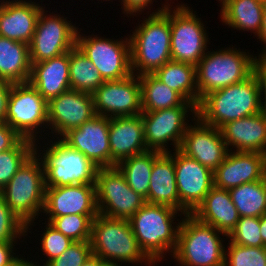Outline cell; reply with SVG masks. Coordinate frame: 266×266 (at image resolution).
I'll use <instances>...</instances> for the list:
<instances>
[{"label":"cell","mask_w":266,"mask_h":266,"mask_svg":"<svg viewBox=\"0 0 266 266\" xmlns=\"http://www.w3.org/2000/svg\"><path fill=\"white\" fill-rule=\"evenodd\" d=\"M173 151L179 211L191 214L214 187L213 171L179 150Z\"/></svg>","instance_id":"obj_16"},{"label":"cell","mask_w":266,"mask_h":266,"mask_svg":"<svg viewBox=\"0 0 266 266\" xmlns=\"http://www.w3.org/2000/svg\"><path fill=\"white\" fill-rule=\"evenodd\" d=\"M43 8L40 12L36 29L29 44L31 63H39L66 52L76 45L79 28L66 20L63 15H56ZM62 16V17H61Z\"/></svg>","instance_id":"obj_14"},{"label":"cell","mask_w":266,"mask_h":266,"mask_svg":"<svg viewBox=\"0 0 266 266\" xmlns=\"http://www.w3.org/2000/svg\"><path fill=\"white\" fill-rule=\"evenodd\" d=\"M22 137L6 122H0V153L12 149Z\"/></svg>","instance_id":"obj_43"},{"label":"cell","mask_w":266,"mask_h":266,"mask_svg":"<svg viewBox=\"0 0 266 266\" xmlns=\"http://www.w3.org/2000/svg\"><path fill=\"white\" fill-rule=\"evenodd\" d=\"M264 4L260 0H228L220 11L224 25L258 35L262 25Z\"/></svg>","instance_id":"obj_30"},{"label":"cell","mask_w":266,"mask_h":266,"mask_svg":"<svg viewBox=\"0 0 266 266\" xmlns=\"http://www.w3.org/2000/svg\"><path fill=\"white\" fill-rule=\"evenodd\" d=\"M102 261V259L92 254L82 266H100Z\"/></svg>","instance_id":"obj_50"},{"label":"cell","mask_w":266,"mask_h":266,"mask_svg":"<svg viewBox=\"0 0 266 266\" xmlns=\"http://www.w3.org/2000/svg\"><path fill=\"white\" fill-rule=\"evenodd\" d=\"M97 215H64L48 217L54 228L74 242L90 241L93 219Z\"/></svg>","instance_id":"obj_36"},{"label":"cell","mask_w":266,"mask_h":266,"mask_svg":"<svg viewBox=\"0 0 266 266\" xmlns=\"http://www.w3.org/2000/svg\"><path fill=\"white\" fill-rule=\"evenodd\" d=\"M92 95L97 115L114 118L142 113L138 75L131 74L120 80L105 81Z\"/></svg>","instance_id":"obj_15"},{"label":"cell","mask_w":266,"mask_h":266,"mask_svg":"<svg viewBox=\"0 0 266 266\" xmlns=\"http://www.w3.org/2000/svg\"><path fill=\"white\" fill-rule=\"evenodd\" d=\"M110 167L147 151L141 115L110 118Z\"/></svg>","instance_id":"obj_22"},{"label":"cell","mask_w":266,"mask_h":266,"mask_svg":"<svg viewBox=\"0 0 266 266\" xmlns=\"http://www.w3.org/2000/svg\"><path fill=\"white\" fill-rule=\"evenodd\" d=\"M70 87L93 94L105 81L89 58L75 45L69 51Z\"/></svg>","instance_id":"obj_34"},{"label":"cell","mask_w":266,"mask_h":266,"mask_svg":"<svg viewBox=\"0 0 266 266\" xmlns=\"http://www.w3.org/2000/svg\"><path fill=\"white\" fill-rule=\"evenodd\" d=\"M25 258H21V257H15L14 259H12L9 263H7L6 265L4 266H37V262H33L32 261H29L28 258L27 260Z\"/></svg>","instance_id":"obj_48"},{"label":"cell","mask_w":266,"mask_h":266,"mask_svg":"<svg viewBox=\"0 0 266 266\" xmlns=\"http://www.w3.org/2000/svg\"><path fill=\"white\" fill-rule=\"evenodd\" d=\"M38 142L35 141V153L44 166L45 188L73 184L95 185L98 167L84 154L70 147L61 138L50 141L47 146L44 142V149L40 153Z\"/></svg>","instance_id":"obj_7"},{"label":"cell","mask_w":266,"mask_h":266,"mask_svg":"<svg viewBox=\"0 0 266 266\" xmlns=\"http://www.w3.org/2000/svg\"><path fill=\"white\" fill-rule=\"evenodd\" d=\"M260 112V88L254 73L243 82L206 94L197 106V117L218 129L230 121Z\"/></svg>","instance_id":"obj_3"},{"label":"cell","mask_w":266,"mask_h":266,"mask_svg":"<svg viewBox=\"0 0 266 266\" xmlns=\"http://www.w3.org/2000/svg\"><path fill=\"white\" fill-rule=\"evenodd\" d=\"M6 123L22 138L37 141L48 129V102L30 83H15L9 95ZM38 135V136H37ZM39 137V138H38Z\"/></svg>","instance_id":"obj_9"},{"label":"cell","mask_w":266,"mask_h":266,"mask_svg":"<svg viewBox=\"0 0 266 266\" xmlns=\"http://www.w3.org/2000/svg\"><path fill=\"white\" fill-rule=\"evenodd\" d=\"M90 243L93 255L104 261L155 266L140 249L129 220L98 214L93 219Z\"/></svg>","instance_id":"obj_8"},{"label":"cell","mask_w":266,"mask_h":266,"mask_svg":"<svg viewBox=\"0 0 266 266\" xmlns=\"http://www.w3.org/2000/svg\"><path fill=\"white\" fill-rule=\"evenodd\" d=\"M219 1H220L221 6H222L228 0H219Z\"/></svg>","instance_id":"obj_53"},{"label":"cell","mask_w":266,"mask_h":266,"mask_svg":"<svg viewBox=\"0 0 266 266\" xmlns=\"http://www.w3.org/2000/svg\"><path fill=\"white\" fill-rule=\"evenodd\" d=\"M188 114L192 115L193 119L197 117V107L189 101H185L177 107L142 112L141 118L144 124V139L147 150L170 153L169 141L170 143L172 141L170 145L174 146V150H178L190 125Z\"/></svg>","instance_id":"obj_10"},{"label":"cell","mask_w":266,"mask_h":266,"mask_svg":"<svg viewBox=\"0 0 266 266\" xmlns=\"http://www.w3.org/2000/svg\"><path fill=\"white\" fill-rule=\"evenodd\" d=\"M100 266H122V263L113 262V261H102Z\"/></svg>","instance_id":"obj_51"},{"label":"cell","mask_w":266,"mask_h":266,"mask_svg":"<svg viewBox=\"0 0 266 266\" xmlns=\"http://www.w3.org/2000/svg\"><path fill=\"white\" fill-rule=\"evenodd\" d=\"M31 64L29 82L47 102L71 89L69 52Z\"/></svg>","instance_id":"obj_25"},{"label":"cell","mask_w":266,"mask_h":266,"mask_svg":"<svg viewBox=\"0 0 266 266\" xmlns=\"http://www.w3.org/2000/svg\"><path fill=\"white\" fill-rule=\"evenodd\" d=\"M153 75L176 91L185 101L198 106L199 93L196 86L195 65L170 60L156 70Z\"/></svg>","instance_id":"obj_29"},{"label":"cell","mask_w":266,"mask_h":266,"mask_svg":"<svg viewBox=\"0 0 266 266\" xmlns=\"http://www.w3.org/2000/svg\"><path fill=\"white\" fill-rule=\"evenodd\" d=\"M43 213L46 217L64 215H98L96 185L73 184L45 188Z\"/></svg>","instance_id":"obj_20"},{"label":"cell","mask_w":266,"mask_h":266,"mask_svg":"<svg viewBox=\"0 0 266 266\" xmlns=\"http://www.w3.org/2000/svg\"><path fill=\"white\" fill-rule=\"evenodd\" d=\"M198 221L215 227L227 236L240 219L228 190L213 187L191 213Z\"/></svg>","instance_id":"obj_26"},{"label":"cell","mask_w":266,"mask_h":266,"mask_svg":"<svg viewBox=\"0 0 266 266\" xmlns=\"http://www.w3.org/2000/svg\"><path fill=\"white\" fill-rule=\"evenodd\" d=\"M15 245L16 242H0V266L6 265L16 257Z\"/></svg>","instance_id":"obj_46"},{"label":"cell","mask_w":266,"mask_h":266,"mask_svg":"<svg viewBox=\"0 0 266 266\" xmlns=\"http://www.w3.org/2000/svg\"><path fill=\"white\" fill-rule=\"evenodd\" d=\"M8 207L31 229L43 213L45 178L42 160L34 153L0 192Z\"/></svg>","instance_id":"obj_6"},{"label":"cell","mask_w":266,"mask_h":266,"mask_svg":"<svg viewBox=\"0 0 266 266\" xmlns=\"http://www.w3.org/2000/svg\"><path fill=\"white\" fill-rule=\"evenodd\" d=\"M109 124V117L96 114L80 127L70 129L61 139L98 168L110 167Z\"/></svg>","instance_id":"obj_19"},{"label":"cell","mask_w":266,"mask_h":266,"mask_svg":"<svg viewBox=\"0 0 266 266\" xmlns=\"http://www.w3.org/2000/svg\"><path fill=\"white\" fill-rule=\"evenodd\" d=\"M220 130L229 151L263 154L266 149V112L264 111L230 121Z\"/></svg>","instance_id":"obj_24"},{"label":"cell","mask_w":266,"mask_h":266,"mask_svg":"<svg viewBox=\"0 0 266 266\" xmlns=\"http://www.w3.org/2000/svg\"><path fill=\"white\" fill-rule=\"evenodd\" d=\"M146 202L167 205L179 211L174 152L161 153L154 160Z\"/></svg>","instance_id":"obj_27"},{"label":"cell","mask_w":266,"mask_h":266,"mask_svg":"<svg viewBox=\"0 0 266 266\" xmlns=\"http://www.w3.org/2000/svg\"><path fill=\"white\" fill-rule=\"evenodd\" d=\"M234 47L207 51L196 65L200 100L208 93L243 82L253 74L256 56Z\"/></svg>","instance_id":"obj_5"},{"label":"cell","mask_w":266,"mask_h":266,"mask_svg":"<svg viewBox=\"0 0 266 266\" xmlns=\"http://www.w3.org/2000/svg\"><path fill=\"white\" fill-rule=\"evenodd\" d=\"M76 34V46L91 60L104 81L120 80L132 74L130 39L114 40L96 35Z\"/></svg>","instance_id":"obj_13"},{"label":"cell","mask_w":266,"mask_h":266,"mask_svg":"<svg viewBox=\"0 0 266 266\" xmlns=\"http://www.w3.org/2000/svg\"><path fill=\"white\" fill-rule=\"evenodd\" d=\"M31 66L27 43L0 36V81L29 82Z\"/></svg>","instance_id":"obj_28"},{"label":"cell","mask_w":266,"mask_h":266,"mask_svg":"<svg viewBox=\"0 0 266 266\" xmlns=\"http://www.w3.org/2000/svg\"><path fill=\"white\" fill-rule=\"evenodd\" d=\"M14 83L0 81V122H6L8 100Z\"/></svg>","instance_id":"obj_45"},{"label":"cell","mask_w":266,"mask_h":266,"mask_svg":"<svg viewBox=\"0 0 266 266\" xmlns=\"http://www.w3.org/2000/svg\"><path fill=\"white\" fill-rule=\"evenodd\" d=\"M34 153L35 142L26 138L0 153V192Z\"/></svg>","instance_id":"obj_35"},{"label":"cell","mask_w":266,"mask_h":266,"mask_svg":"<svg viewBox=\"0 0 266 266\" xmlns=\"http://www.w3.org/2000/svg\"><path fill=\"white\" fill-rule=\"evenodd\" d=\"M45 227L42 232L41 242V251L44 252L47 260L42 265L38 264L37 266H45L49 261L59 257L69 246L73 244L74 241L64 236L56 228H54L49 222H45Z\"/></svg>","instance_id":"obj_40"},{"label":"cell","mask_w":266,"mask_h":266,"mask_svg":"<svg viewBox=\"0 0 266 266\" xmlns=\"http://www.w3.org/2000/svg\"><path fill=\"white\" fill-rule=\"evenodd\" d=\"M4 1H5V0H1V1H0V8L3 6Z\"/></svg>","instance_id":"obj_54"},{"label":"cell","mask_w":266,"mask_h":266,"mask_svg":"<svg viewBox=\"0 0 266 266\" xmlns=\"http://www.w3.org/2000/svg\"><path fill=\"white\" fill-rule=\"evenodd\" d=\"M142 112L181 106L185 100L153 74L139 76Z\"/></svg>","instance_id":"obj_32"},{"label":"cell","mask_w":266,"mask_h":266,"mask_svg":"<svg viewBox=\"0 0 266 266\" xmlns=\"http://www.w3.org/2000/svg\"><path fill=\"white\" fill-rule=\"evenodd\" d=\"M253 73L259 83L261 108L262 111L266 112V57H256Z\"/></svg>","instance_id":"obj_42"},{"label":"cell","mask_w":266,"mask_h":266,"mask_svg":"<svg viewBox=\"0 0 266 266\" xmlns=\"http://www.w3.org/2000/svg\"><path fill=\"white\" fill-rule=\"evenodd\" d=\"M179 213L184 214L167 205L146 202L129 219L140 249L156 265L165 258L164 254L170 252L172 257L177 246L181 220L174 226V219Z\"/></svg>","instance_id":"obj_2"},{"label":"cell","mask_w":266,"mask_h":266,"mask_svg":"<svg viewBox=\"0 0 266 266\" xmlns=\"http://www.w3.org/2000/svg\"><path fill=\"white\" fill-rule=\"evenodd\" d=\"M183 216L172 259L179 266H224L225 241L220 235H227L191 214Z\"/></svg>","instance_id":"obj_4"},{"label":"cell","mask_w":266,"mask_h":266,"mask_svg":"<svg viewBox=\"0 0 266 266\" xmlns=\"http://www.w3.org/2000/svg\"><path fill=\"white\" fill-rule=\"evenodd\" d=\"M259 222H260L261 237L264 245L266 246V213H264L259 218Z\"/></svg>","instance_id":"obj_49"},{"label":"cell","mask_w":266,"mask_h":266,"mask_svg":"<svg viewBox=\"0 0 266 266\" xmlns=\"http://www.w3.org/2000/svg\"><path fill=\"white\" fill-rule=\"evenodd\" d=\"M214 187L229 190L265 178L264 156L258 152L229 151L213 172Z\"/></svg>","instance_id":"obj_21"},{"label":"cell","mask_w":266,"mask_h":266,"mask_svg":"<svg viewBox=\"0 0 266 266\" xmlns=\"http://www.w3.org/2000/svg\"><path fill=\"white\" fill-rule=\"evenodd\" d=\"M170 5L171 58L173 61L197 65L207 53L206 29L196 11L186 4ZM174 9V10H173Z\"/></svg>","instance_id":"obj_11"},{"label":"cell","mask_w":266,"mask_h":266,"mask_svg":"<svg viewBox=\"0 0 266 266\" xmlns=\"http://www.w3.org/2000/svg\"><path fill=\"white\" fill-rule=\"evenodd\" d=\"M122 2V9H123V13H125V15L128 16H136V13H138L137 15L141 14V12L148 7L151 6V4H153L152 2H154V0H121Z\"/></svg>","instance_id":"obj_44"},{"label":"cell","mask_w":266,"mask_h":266,"mask_svg":"<svg viewBox=\"0 0 266 266\" xmlns=\"http://www.w3.org/2000/svg\"><path fill=\"white\" fill-rule=\"evenodd\" d=\"M170 3L159 7L135 27L130 39L132 74H153L171 58Z\"/></svg>","instance_id":"obj_1"},{"label":"cell","mask_w":266,"mask_h":266,"mask_svg":"<svg viewBox=\"0 0 266 266\" xmlns=\"http://www.w3.org/2000/svg\"><path fill=\"white\" fill-rule=\"evenodd\" d=\"M262 25L261 29L257 35V39L261 40L264 43V48L261 50L258 56L256 57H266V5H264L263 13H262Z\"/></svg>","instance_id":"obj_47"},{"label":"cell","mask_w":266,"mask_h":266,"mask_svg":"<svg viewBox=\"0 0 266 266\" xmlns=\"http://www.w3.org/2000/svg\"><path fill=\"white\" fill-rule=\"evenodd\" d=\"M27 233L26 225L8 207L0 193V242H17Z\"/></svg>","instance_id":"obj_39"},{"label":"cell","mask_w":266,"mask_h":266,"mask_svg":"<svg viewBox=\"0 0 266 266\" xmlns=\"http://www.w3.org/2000/svg\"><path fill=\"white\" fill-rule=\"evenodd\" d=\"M263 156H264V176L266 177V149L263 153Z\"/></svg>","instance_id":"obj_52"},{"label":"cell","mask_w":266,"mask_h":266,"mask_svg":"<svg viewBox=\"0 0 266 266\" xmlns=\"http://www.w3.org/2000/svg\"><path fill=\"white\" fill-rule=\"evenodd\" d=\"M160 154L161 152L158 151L147 150L126 158L116 165L130 188L143 196L145 200L148 197L153 163Z\"/></svg>","instance_id":"obj_31"},{"label":"cell","mask_w":266,"mask_h":266,"mask_svg":"<svg viewBox=\"0 0 266 266\" xmlns=\"http://www.w3.org/2000/svg\"><path fill=\"white\" fill-rule=\"evenodd\" d=\"M264 5H266V0H260Z\"/></svg>","instance_id":"obj_55"},{"label":"cell","mask_w":266,"mask_h":266,"mask_svg":"<svg viewBox=\"0 0 266 266\" xmlns=\"http://www.w3.org/2000/svg\"><path fill=\"white\" fill-rule=\"evenodd\" d=\"M191 120L195 124L188 126L178 150L214 172L229 152L221 130L204 124L198 117Z\"/></svg>","instance_id":"obj_17"},{"label":"cell","mask_w":266,"mask_h":266,"mask_svg":"<svg viewBox=\"0 0 266 266\" xmlns=\"http://www.w3.org/2000/svg\"><path fill=\"white\" fill-rule=\"evenodd\" d=\"M227 239L242 246L266 247L261 237L259 217H240Z\"/></svg>","instance_id":"obj_38"},{"label":"cell","mask_w":266,"mask_h":266,"mask_svg":"<svg viewBox=\"0 0 266 266\" xmlns=\"http://www.w3.org/2000/svg\"><path fill=\"white\" fill-rule=\"evenodd\" d=\"M95 115L93 95L89 93L70 89L48 101V127L56 139Z\"/></svg>","instance_id":"obj_18"},{"label":"cell","mask_w":266,"mask_h":266,"mask_svg":"<svg viewBox=\"0 0 266 266\" xmlns=\"http://www.w3.org/2000/svg\"><path fill=\"white\" fill-rule=\"evenodd\" d=\"M43 8L34 1H4L0 8V36L29 45Z\"/></svg>","instance_id":"obj_23"},{"label":"cell","mask_w":266,"mask_h":266,"mask_svg":"<svg viewBox=\"0 0 266 266\" xmlns=\"http://www.w3.org/2000/svg\"><path fill=\"white\" fill-rule=\"evenodd\" d=\"M92 254L90 241L73 242L59 257L45 266H82Z\"/></svg>","instance_id":"obj_41"},{"label":"cell","mask_w":266,"mask_h":266,"mask_svg":"<svg viewBox=\"0 0 266 266\" xmlns=\"http://www.w3.org/2000/svg\"><path fill=\"white\" fill-rule=\"evenodd\" d=\"M95 185L98 214L103 216L129 220L146 203L117 167L98 168Z\"/></svg>","instance_id":"obj_12"},{"label":"cell","mask_w":266,"mask_h":266,"mask_svg":"<svg viewBox=\"0 0 266 266\" xmlns=\"http://www.w3.org/2000/svg\"><path fill=\"white\" fill-rule=\"evenodd\" d=\"M224 266H266V247H250L228 241Z\"/></svg>","instance_id":"obj_37"},{"label":"cell","mask_w":266,"mask_h":266,"mask_svg":"<svg viewBox=\"0 0 266 266\" xmlns=\"http://www.w3.org/2000/svg\"><path fill=\"white\" fill-rule=\"evenodd\" d=\"M240 217H261L266 213V177L228 190Z\"/></svg>","instance_id":"obj_33"}]
</instances>
